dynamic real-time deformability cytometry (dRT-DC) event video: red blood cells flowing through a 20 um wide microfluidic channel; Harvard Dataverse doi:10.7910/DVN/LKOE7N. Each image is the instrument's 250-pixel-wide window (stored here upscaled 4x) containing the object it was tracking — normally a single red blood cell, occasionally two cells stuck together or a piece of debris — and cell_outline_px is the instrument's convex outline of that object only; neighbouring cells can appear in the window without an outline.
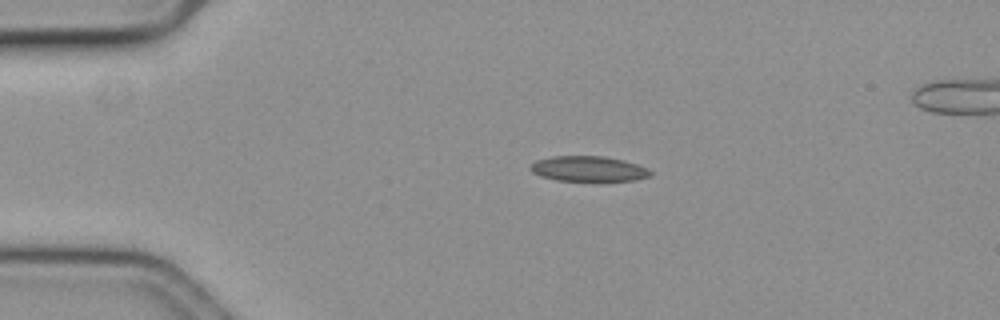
{"species": "common noctule bat (a hibernating species)", "species_latin": "Nyctalus noctula", "temperature_condition": "cold", "stored_images_in_passage": 48, "segment_of_instrument_passage": [1, 2], "camera_frame_rate_fps": 3000, "um_per_image_px": 0.085, "animal": {"sex": "female", "body_mass_g": 19.3, "forearm_length_mm": 54.1}, "frame": {"image": 1, "passage_image": 1, "time_ms": 0.0, "image_size_px": [1000, 320], "cell_outline_px": [[652, 176], [636, 180], [600, 184], [596, 184], [556, 180], [540, 176], [532, 172], [528, 168], [536, 160], [552, 156], [604, 156], [624, 160], [648, 168], [652, 172]], "centroid_in_image_um": [50.07, 14.41], "position_along_channel_um": 34.9, "area_um2": 18.84}}
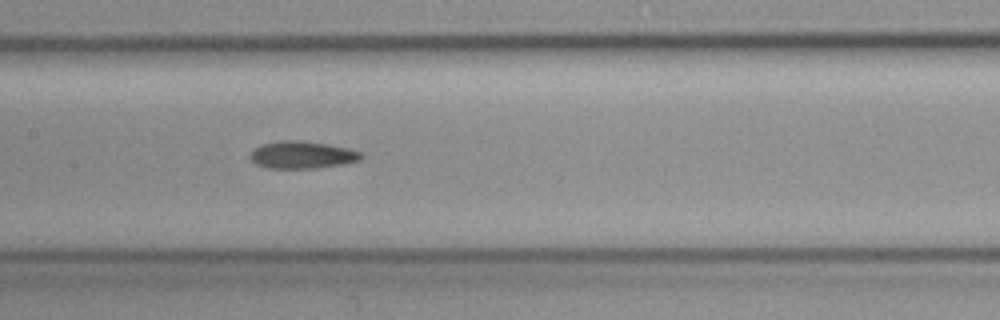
{"frame": {"image": 2, "passage_image": 17, "time_ms": 5.333, "image_size_px": [1000, 320], "cell_outline_px": [[364, 156], [360, 160], [344, 164], [316, 168], [268, 168], [256, 164], [248, 156], [256, 148], [264, 144], [284, 140], [296, 140], [328, 144], [348, 148], [360, 152]], "centroid_in_image_um": [25.71, 13.17], "position_along_channel_um": 181.7, "area_um2": 17.51}}
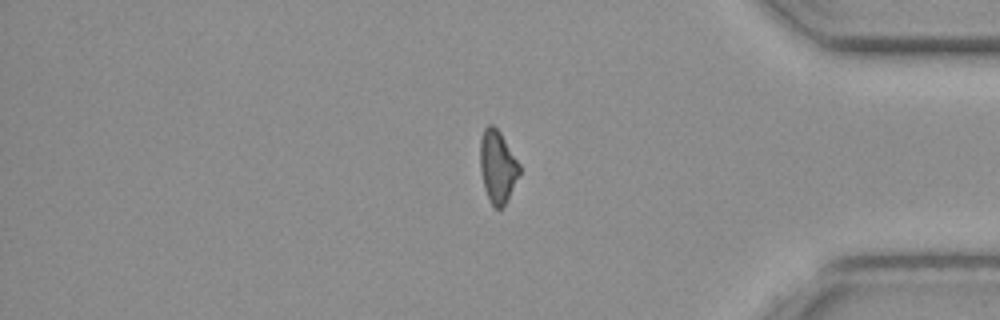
{"frame": {"image": 3, "passage_image": 37, "time_ms": 12.0, "image_size_px": [1000, 320], "cell_outline_px": [[520, 172], [504, 204], [500, 208], [496, 208], [492, 204], [484, 188], [480, 168], [480, 140], [484, 128], [488, 124], [492, 124], [500, 132], [520, 164]], "centroid_in_image_um": [42.27, 14.1], "position_along_channel_um": 392.9, "area_um2": 16.24}}